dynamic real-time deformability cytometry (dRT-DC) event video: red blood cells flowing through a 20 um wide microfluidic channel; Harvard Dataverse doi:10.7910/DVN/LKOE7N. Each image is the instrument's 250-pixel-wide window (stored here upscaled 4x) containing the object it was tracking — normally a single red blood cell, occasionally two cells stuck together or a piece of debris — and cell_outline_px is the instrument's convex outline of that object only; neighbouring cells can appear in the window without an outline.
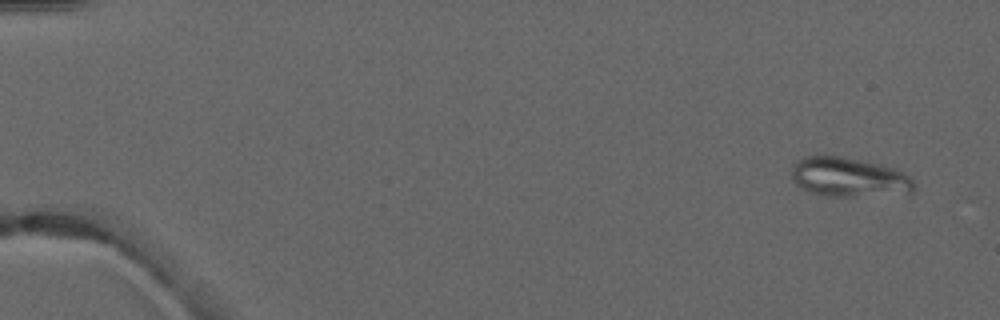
{"species": "common noctule bat (a hibernating species)", "species_latin": "Nyctalus noctula", "temperature_condition": "warm", "stored_images_in_passage": 3, "camera_frame_rate_fps": 3000, "um_per_image_px": 0.085, "animal": {"sex": "male", "forearm_length_mm": 52.5}, "frame": {"image": 1, "passage_image": 1, "time_ms": 0.0, "image_size_px": [1000, 320], "cell_outline_px": [[916, 188], [912, 192], [852, 196], [824, 196], [812, 192], [796, 184], [792, 180], [792, 168], [796, 160], [804, 156], [844, 156], [884, 164], [900, 168], [912, 176], [916, 180]], "centroid_in_image_um": [72.24, 15.03], "position_along_channel_um": 12.8, "area_um2": 28.61}}